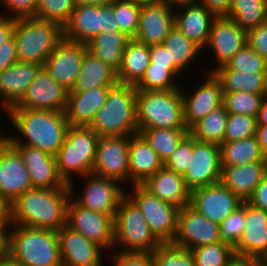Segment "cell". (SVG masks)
<instances>
[{"label":"cell","mask_w":267,"mask_h":266,"mask_svg":"<svg viewBox=\"0 0 267 266\" xmlns=\"http://www.w3.org/2000/svg\"><path fill=\"white\" fill-rule=\"evenodd\" d=\"M71 197L69 184L60 189L28 190L11 203V225L58 231L67 224Z\"/></svg>","instance_id":"cell-1"},{"label":"cell","mask_w":267,"mask_h":266,"mask_svg":"<svg viewBox=\"0 0 267 266\" xmlns=\"http://www.w3.org/2000/svg\"><path fill=\"white\" fill-rule=\"evenodd\" d=\"M5 113L15 131L20 134L18 137L10 135V144L38 148L53 156L63 145L70 127L65 112L10 108Z\"/></svg>","instance_id":"cell-2"},{"label":"cell","mask_w":267,"mask_h":266,"mask_svg":"<svg viewBox=\"0 0 267 266\" xmlns=\"http://www.w3.org/2000/svg\"><path fill=\"white\" fill-rule=\"evenodd\" d=\"M9 228L6 253L21 266H62L57 231L18 225Z\"/></svg>","instance_id":"cell-3"},{"label":"cell","mask_w":267,"mask_h":266,"mask_svg":"<svg viewBox=\"0 0 267 266\" xmlns=\"http://www.w3.org/2000/svg\"><path fill=\"white\" fill-rule=\"evenodd\" d=\"M136 93L132 84L116 83L110 87L104 105L98 110L90 128L99 137L138 134Z\"/></svg>","instance_id":"cell-4"},{"label":"cell","mask_w":267,"mask_h":266,"mask_svg":"<svg viewBox=\"0 0 267 266\" xmlns=\"http://www.w3.org/2000/svg\"><path fill=\"white\" fill-rule=\"evenodd\" d=\"M136 123L141 129H188L184 123L181 88L167 91L137 90Z\"/></svg>","instance_id":"cell-5"},{"label":"cell","mask_w":267,"mask_h":266,"mask_svg":"<svg viewBox=\"0 0 267 266\" xmlns=\"http://www.w3.org/2000/svg\"><path fill=\"white\" fill-rule=\"evenodd\" d=\"M14 41L18 62L44 65V62L63 40V27L54 21L37 17L16 20Z\"/></svg>","instance_id":"cell-6"},{"label":"cell","mask_w":267,"mask_h":266,"mask_svg":"<svg viewBox=\"0 0 267 266\" xmlns=\"http://www.w3.org/2000/svg\"><path fill=\"white\" fill-rule=\"evenodd\" d=\"M98 141V134L90 127L68 128L64 143L55 155L58 174L66 184L72 183L75 175L92 173Z\"/></svg>","instance_id":"cell-7"},{"label":"cell","mask_w":267,"mask_h":266,"mask_svg":"<svg viewBox=\"0 0 267 266\" xmlns=\"http://www.w3.org/2000/svg\"><path fill=\"white\" fill-rule=\"evenodd\" d=\"M161 243L139 208L125 195L114 217V248L121 245L120 252L152 253Z\"/></svg>","instance_id":"cell-8"},{"label":"cell","mask_w":267,"mask_h":266,"mask_svg":"<svg viewBox=\"0 0 267 266\" xmlns=\"http://www.w3.org/2000/svg\"><path fill=\"white\" fill-rule=\"evenodd\" d=\"M117 30L113 0L99 5H78L63 26V39L87 45L101 32Z\"/></svg>","instance_id":"cell-9"},{"label":"cell","mask_w":267,"mask_h":266,"mask_svg":"<svg viewBox=\"0 0 267 266\" xmlns=\"http://www.w3.org/2000/svg\"><path fill=\"white\" fill-rule=\"evenodd\" d=\"M126 195L143 214L154 235L162 242H172L177 232L179 210L151 194L142 185H133Z\"/></svg>","instance_id":"cell-10"},{"label":"cell","mask_w":267,"mask_h":266,"mask_svg":"<svg viewBox=\"0 0 267 266\" xmlns=\"http://www.w3.org/2000/svg\"><path fill=\"white\" fill-rule=\"evenodd\" d=\"M82 177L83 179L87 178L83 193L76 195L74 193V183H70L71 198L85 209L110 215L114 218L121 199L126 195V189L123 185L121 186L117 181L93 173Z\"/></svg>","instance_id":"cell-11"},{"label":"cell","mask_w":267,"mask_h":266,"mask_svg":"<svg viewBox=\"0 0 267 266\" xmlns=\"http://www.w3.org/2000/svg\"><path fill=\"white\" fill-rule=\"evenodd\" d=\"M129 136L99 137L92 173L117 181L130 182Z\"/></svg>","instance_id":"cell-12"},{"label":"cell","mask_w":267,"mask_h":266,"mask_svg":"<svg viewBox=\"0 0 267 266\" xmlns=\"http://www.w3.org/2000/svg\"><path fill=\"white\" fill-rule=\"evenodd\" d=\"M88 240L94 241L105 250H114V218L79 206L72 198L67 207V224Z\"/></svg>","instance_id":"cell-13"},{"label":"cell","mask_w":267,"mask_h":266,"mask_svg":"<svg viewBox=\"0 0 267 266\" xmlns=\"http://www.w3.org/2000/svg\"><path fill=\"white\" fill-rule=\"evenodd\" d=\"M220 224L207 219L194 208L179 210L177 232L173 244L193 250L202 245L221 242Z\"/></svg>","instance_id":"cell-14"},{"label":"cell","mask_w":267,"mask_h":266,"mask_svg":"<svg viewBox=\"0 0 267 266\" xmlns=\"http://www.w3.org/2000/svg\"><path fill=\"white\" fill-rule=\"evenodd\" d=\"M220 146L193 138V155L183 175L186 187L193 191L221 181Z\"/></svg>","instance_id":"cell-15"},{"label":"cell","mask_w":267,"mask_h":266,"mask_svg":"<svg viewBox=\"0 0 267 266\" xmlns=\"http://www.w3.org/2000/svg\"><path fill=\"white\" fill-rule=\"evenodd\" d=\"M221 181L191 191L190 206L207 219L221 224L242 204Z\"/></svg>","instance_id":"cell-16"},{"label":"cell","mask_w":267,"mask_h":266,"mask_svg":"<svg viewBox=\"0 0 267 266\" xmlns=\"http://www.w3.org/2000/svg\"><path fill=\"white\" fill-rule=\"evenodd\" d=\"M87 50L86 44L63 39L46 59L43 68L69 92L78 78Z\"/></svg>","instance_id":"cell-17"},{"label":"cell","mask_w":267,"mask_h":266,"mask_svg":"<svg viewBox=\"0 0 267 266\" xmlns=\"http://www.w3.org/2000/svg\"><path fill=\"white\" fill-rule=\"evenodd\" d=\"M247 44V31L228 17H216L211 25L206 48L212 50L217 61L213 72L226 63ZM208 46V47H207Z\"/></svg>","instance_id":"cell-18"},{"label":"cell","mask_w":267,"mask_h":266,"mask_svg":"<svg viewBox=\"0 0 267 266\" xmlns=\"http://www.w3.org/2000/svg\"><path fill=\"white\" fill-rule=\"evenodd\" d=\"M68 91L42 68L22 100L12 108L65 112Z\"/></svg>","instance_id":"cell-19"},{"label":"cell","mask_w":267,"mask_h":266,"mask_svg":"<svg viewBox=\"0 0 267 266\" xmlns=\"http://www.w3.org/2000/svg\"><path fill=\"white\" fill-rule=\"evenodd\" d=\"M57 235L62 266H103L105 249L102 246L67 225L58 230Z\"/></svg>","instance_id":"cell-20"},{"label":"cell","mask_w":267,"mask_h":266,"mask_svg":"<svg viewBox=\"0 0 267 266\" xmlns=\"http://www.w3.org/2000/svg\"><path fill=\"white\" fill-rule=\"evenodd\" d=\"M207 78L188 96L181 87L183 99L184 123L189 129L195 122L207 116L213 110L223 105V91L219 79L213 72L206 74Z\"/></svg>","instance_id":"cell-21"},{"label":"cell","mask_w":267,"mask_h":266,"mask_svg":"<svg viewBox=\"0 0 267 266\" xmlns=\"http://www.w3.org/2000/svg\"><path fill=\"white\" fill-rule=\"evenodd\" d=\"M173 27L174 8L170 4L160 1L142 6L134 39L148 46L163 44Z\"/></svg>","instance_id":"cell-22"},{"label":"cell","mask_w":267,"mask_h":266,"mask_svg":"<svg viewBox=\"0 0 267 266\" xmlns=\"http://www.w3.org/2000/svg\"><path fill=\"white\" fill-rule=\"evenodd\" d=\"M11 145L21 155L33 188L60 189L66 185L58 174L55 156L27 145Z\"/></svg>","instance_id":"cell-23"},{"label":"cell","mask_w":267,"mask_h":266,"mask_svg":"<svg viewBox=\"0 0 267 266\" xmlns=\"http://www.w3.org/2000/svg\"><path fill=\"white\" fill-rule=\"evenodd\" d=\"M31 189L32 182L22 157L9 144L0 155V194L12 203Z\"/></svg>","instance_id":"cell-24"},{"label":"cell","mask_w":267,"mask_h":266,"mask_svg":"<svg viewBox=\"0 0 267 266\" xmlns=\"http://www.w3.org/2000/svg\"><path fill=\"white\" fill-rule=\"evenodd\" d=\"M234 253L260 261L267 256V212L248 202H245V229Z\"/></svg>","instance_id":"cell-25"},{"label":"cell","mask_w":267,"mask_h":266,"mask_svg":"<svg viewBox=\"0 0 267 266\" xmlns=\"http://www.w3.org/2000/svg\"><path fill=\"white\" fill-rule=\"evenodd\" d=\"M43 65L16 62L0 72V101L4 112L16 106L24 97L29 85L36 78Z\"/></svg>","instance_id":"cell-26"},{"label":"cell","mask_w":267,"mask_h":266,"mask_svg":"<svg viewBox=\"0 0 267 266\" xmlns=\"http://www.w3.org/2000/svg\"><path fill=\"white\" fill-rule=\"evenodd\" d=\"M141 185L151 194L178 210L190 206L191 191L186 187L183 175L164 166Z\"/></svg>","instance_id":"cell-27"},{"label":"cell","mask_w":267,"mask_h":266,"mask_svg":"<svg viewBox=\"0 0 267 266\" xmlns=\"http://www.w3.org/2000/svg\"><path fill=\"white\" fill-rule=\"evenodd\" d=\"M109 90L110 87H98L88 91H69L65 109L69 125L89 127L104 105Z\"/></svg>","instance_id":"cell-28"},{"label":"cell","mask_w":267,"mask_h":266,"mask_svg":"<svg viewBox=\"0 0 267 266\" xmlns=\"http://www.w3.org/2000/svg\"><path fill=\"white\" fill-rule=\"evenodd\" d=\"M174 9V26L204 50L209 39L212 22L216 17L198 3L181 5ZM176 9L179 10L176 11Z\"/></svg>","instance_id":"cell-29"},{"label":"cell","mask_w":267,"mask_h":266,"mask_svg":"<svg viewBox=\"0 0 267 266\" xmlns=\"http://www.w3.org/2000/svg\"><path fill=\"white\" fill-rule=\"evenodd\" d=\"M267 174V161L222 167L221 182L239 199L247 202Z\"/></svg>","instance_id":"cell-30"},{"label":"cell","mask_w":267,"mask_h":266,"mask_svg":"<svg viewBox=\"0 0 267 266\" xmlns=\"http://www.w3.org/2000/svg\"><path fill=\"white\" fill-rule=\"evenodd\" d=\"M129 174L132 185H141L164 166L156 151L138 133L129 136Z\"/></svg>","instance_id":"cell-31"},{"label":"cell","mask_w":267,"mask_h":266,"mask_svg":"<svg viewBox=\"0 0 267 266\" xmlns=\"http://www.w3.org/2000/svg\"><path fill=\"white\" fill-rule=\"evenodd\" d=\"M118 83L117 72L87 50L81 69L71 91H88L98 87H112Z\"/></svg>","instance_id":"cell-32"},{"label":"cell","mask_w":267,"mask_h":266,"mask_svg":"<svg viewBox=\"0 0 267 266\" xmlns=\"http://www.w3.org/2000/svg\"><path fill=\"white\" fill-rule=\"evenodd\" d=\"M150 64L149 46L130 39L124 48L122 63L117 71L118 83L135 85Z\"/></svg>","instance_id":"cell-33"},{"label":"cell","mask_w":267,"mask_h":266,"mask_svg":"<svg viewBox=\"0 0 267 266\" xmlns=\"http://www.w3.org/2000/svg\"><path fill=\"white\" fill-rule=\"evenodd\" d=\"M130 39L120 30L106 31L98 34L87 46L90 52L117 72L122 63L124 48Z\"/></svg>","instance_id":"cell-34"},{"label":"cell","mask_w":267,"mask_h":266,"mask_svg":"<svg viewBox=\"0 0 267 266\" xmlns=\"http://www.w3.org/2000/svg\"><path fill=\"white\" fill-rule=\"evenodd\" d=\"M220 158L222 167L267 161L256 135L234 142H223L220 145Z\"/></svg>","instance_id":"cell-35"},{"label":"cell","mask_w":267,"mask_h":266,"mask_svg":"<svg viewBox=\"0 0 267 266\" xmlns=\"http://www.w3.org/2000/svg\"><path fill=\"white\" fill-rule=\"evenodd\" d=\"M223 93L246 91L267 94V73H243L236 70H214Z\"/></svg>","instance_id":"cell-36"},{"label":"cell","mask_w":267,"mask_h":266,"mask_svg":"<svg viewBox=\"0 0 267 266\" xmlns=\"http://www.w3.org/2000/svg\"><path fill=\"white\" fill-rule=\"evenodd\" d=\"M228 115L225 106L222 105L195 122L189 128V134L196 141L220 146L224 140Z\"/></svg>","instance_id":"cell-37"},{"label":"cell","mask_w":267,"mask_h":266,"mask_svg":"<svg viewBox=\"0 0 267 266\" xmlns=\"http://www.w3.org/2000/svg\"><path fill=\"white\" fill-rule=\"evenodd\" d=\"M169 51L170 60L183 73L188 66L199 56L203 49L194 41L188 39L175 26L171 29L164 43ZM202 50V51H201Z\"/></svg>","instance_id":"cell-38"},{"label":"cell","mask_w":267,"mask_h":266,"mask_svg":"<svg viewBox=\"0 0 267 266\" xmlns=\"http://www.w3.org/2000/svg\"><path fill=\"white\" fill-rule=\"evenodd\" d=\"M138 133L156 151L165 163L180 142L189 134V129H141Z\"/></svg>","instance_id":"cell-39"},{"label":"cell","mask_w":267,"mask_h":266,"mask_svg":"<svg viewBox=\"0 0 267 266\" xmlns=\"http://www.w3.org/2000/svg\"><path fill=\"white\" fill-rule=\"evenodd\" d=\"M228 18L246 31L257 27L267 22V0H232Z\"/></svg>","instance_id":"cell-40"},{"label":"cell","mask_w":267,"mask_h":266,"mask_svg":"<svg viewBox=\"0 0 267 266\" xmlns=\"http://www.w3.org/2000/svg\"><path fill=\"white\" fill-rule=\"evenodd\" d=\"M183 73L177 67H160L150 63L143 77L134 85L136 90L167 91L181 88L175 80ZM177 82V83H176Z\"/></svg>","instance_id":"cell-41"},{"label":"cell","mask_w":267,"mask_h":266,"mask_svg":"<svg viewBox=\"0 0 267 266\" xmlns=\"http://www.w3.org/2000/svg\"><path fill=\"white\" fill-rule=\"evenodd\" d=\"M267 94H253L246 91L223 93V105L229 114H243L257 117Z\"/></svg>","instance_id":"cell-42"},{"label":"cell","mask_w":267,"mask_h":266,"mask_svg":"<svg viewBox=\"0 0 267 266\" xmlns=\"http://www.w3.org/2000/svg\"><path fill=\"white\" fill-rule=\"evenodd\" d=\"M151 258L153 266H195L192 251L172 242L161 243L151 253Z\"/></svg>","instance_id":"cell-43"},{"label":"cell","mask_w":267,"mask_h":266,"mask_svg":"<svg viewBox=\"0 0 267 266\" xmlns=\"http://www.w3.org/2000/svg\"><path fill=\"white\" fill-rule=\"evenodd\" d=\"M191 251L195 266H226L235 254L234 247L224 241L202 245Z\"/></svg>","instance_id":"cell-44"},{"label":"cell","mask_w":267,"mask_h":266,"mask_svg":"<svg viewBox=\"0 0 267 266\" xmlns=\"http://www.w3.org/2000/svg\"><path fill=\"white\" fill-rule=\"evenodd\" d=\"M215 70H236L243 73H267V61L255 52L248 43L224 66Z\"/></svg>","instance_id":"cell-45"},{"label":"cell","mask_w":267,"mask_h":266,"mask_svg":"<svg viewBox=\"0 0 267 266\" xmlns=\"http://www.w3.org/2000/svg\"><path fill=\"white\" fill-rule=\"evenodd\" d=\"M141 7L127 0H113L116 24L131 39L136 36Z\"/></svg>","instance_id":"cell-46"},{"label":"cell","mask_w":267,"mask_h":266,"mask_svg":"<svg viewBox=\"0 0 267 266\" xmlns=\"http://www.w3.org/2000/svg\"><path fill=\"white\" fill-rule=\"evenodd\" d=\"M74 8V0H39L36 17L54 21L63 27Z\"/></svg>","instance_id":"cell-47"},{"label":"cell","mask_w":267,"mask_h":266,"mask_svg":"<svg viewBox=\"0 0 267 266\" xmlns=\"http://www.w3.org/2000/svg\"><path fill=\"white\" fill-rule=\"evenodd\" d=\"M256 117L243 114H229L223 142H234L256 135Z\"/></svg>","instance_id":"cell-48"},{"label":"cell","mask_w":267,"mask_h":266,"mask_svg":"<svg viewBox=\"0 0 267 266\" xmlns=\"http://www.w3.org/2000/svg\"><path fill=\"white\" fill-rule=\"evenodd\" d=\"M244 229L245 202H242L241 206L220 224L222 240L234 247L240 240Z\"/></svg>","instance_id":"cell-49"},{"label":"cell","mask_w":267,"mask_h":266,"mask_svg":"<svg viewBox=\"0 0 267 266\" xmlns=\"http://www.w3.org/2000/svg\"><path fill=\"white\" fill-rule=\"evenodd\" d=\"M192 155L193 137L188 134L166 160L164 167L177 174L184 175L190 166Z\"/></svg>","instance_id":"cell-50"},{"label":"cell","mask_w":267,"mask_h":266,"mask_svg":"<svg viewBox=\"0 0 267 266\" xmlns=\"http://www.w3.org/2000/svg\"><path fill=\"white\" fill-rule=\"evenodd\" d=\"M115 252L109 258L113 266H153L151 252Z\"/></svg>","instance_id":"cell-51"},{"label":"cell","mask_w":267,"mask_h":266,"mask_svg":"<svg viewBox=\"0 0 267 266\" xmlns=\"http://www.w3.org/2000/svg\"><path fill=\"white\" fill-rule=\"evenodd\" d=\"M9 12H13L7 16L0 14L2 17H11L13 19L36 17L39 0H0Z\"/></svg>","instance_id":"cell-52"},{"label":"cell","mask_w":267,"mask_h":266,"mask_svg":"<svg viewBox=\"0 0 267 266\" xmlns=\"http://www.w3.org/2000/svg\"><path fill=\"white\" fill-rule=\"evenodd\" d=\"M247 43L267 61V22L247 31Z\"/></svg>","instance_id":"cell-53"},{"label":"cell","mask_w":267,"mask_h":266,"mask_svg":"<svg viewBox=\"0 0 267 266\" xmlns=\"http://www.w3.org/2000/svg\"><path fill=\"white\" fill-rule=\"evenodd\" d=\"M150 63L160 67H176L170 60L169 51L164 44H153L149 46Z\"/></svg>","instance_id":"cell-54"},{"label":"cell","mask_w":267,"mask_h":266,"mask_svg":"<svg viewBox=\"0 0 267 266\" xmlns=\"http://www.w3.org/2000/svg\"><path fill=\"white\" fill-rule=\"evenodd\" d=\"M17 62L16 43L12 37L0 47V72Z\"/></svg>","instance_id":"cell-55"},{"label":"cell","mask_w":267,"mask_h":266,"mask_svg":"<svg viewBox=\"0 0 267 266\" xmlns=\"http://www.w3.org/2000/svg\"><path fill=\"white\" fill-rule=\"evenodd\" d=\"M255 208L267 212V174L255 188L252 196L247 201Z\"/></svg>","instance_id":"cell-56"},{"label":"cell","mask_w":267,"mask_h":266,"mask_svg":"<svg viewBox=\"0 0 267 266\" xmlns=\"http://www.w3.org/2000/svg\"><path fill=\"white\" fill-rule=\"evenodd\" d=\"M215 17H228L232 0H198Z\"/></svg>","instance_id":"cell-57"},{"label":"cell","mask_w":267,"mask_h":266,"mask_svg":"<svg viewBox=\"0 0 267 266\" xmlns=\"http://www.w3.org/2000/svg\"><path fill=\"white\" fill-rule=\"evenodd\" d=\"M15 26L16 19L0 16V47L13 37Z\"/></svg>","instance_id":"cell-58"},{"label":"cell","mask_w":267,"mask_h":266,"mask_svg":"<svg viewBox=\"0 0 267 266\" xmlns=\"http://www.w3.org/2000/svg\"><path fill=\"white\" fill-rule=\"evenodd\" d=\"M11 225V203L0 194V227L5 231Z\"/></svg>","instance_id":"cell-59"},{"label":"cell","mask_w":267,"mask_h":266,"mask_svg":"<svg viewBox=\"0 0 267 266\" xmlns=\"http://www.w3.org/2000/svg\"><path fill=\"white\" fill-rule=\"evenodd\" d=\"M226 266H263V263L256 258L234 254Z\"/></svg>","instance_id":"cell-60"},{"label":"cell","mask_w":267,"mask_h":266,"mask_svg":"<svg viewBox=\"0 0 267 266\" xmlns=\"http://www.w3.org/2000/svg\"><path fill=\"white\" fill-rule=\"evenodd\" d=\"M256 137L267 160V126L257 125Z\"/></svg>","instance_id":"cell-61"},{"label":"cell","mask_w":267,"mask_h":266,"mask_svg":"<svg viewBox=\"0 0 267 266\" xmlns=\"http://www.w3.org/2000/svg\"><path fill=\"white\" fill-rule=\"evenodd\" d=\"M257 125L267 126V97L262 103V106L256 117Z\"/></svg>","instance_id":"cell-62"},{"label":"cell","mask_w":267,"mask_h":266,"mask_svg":"<svg viewBox=\"0 0 267 266\" xmlns=\"http://www.w3.org/2000/svg\"><path fill=\"white\" fill-rule=\"evenodd\" d=\"M0 266H21L15 259H13L8 253H4L0 256Z\"/></svg>","instance_id":"cell-63"},{"label":"cell","mask_w":267,"mask_h":266,"mask_svg":"<svg viewBox=\"0 0 267 266\" xmlns=\"http://www.w3.org/2000/svg\"><path fill=\"white\" fill-rule=\"evenodd\" d=\"M162 1L167 2L173 8L181 6V5L195 4L198 2V0H162Z\"/></svg>","instance_id":"cell-64"},{"label":"cell","mask_w":267,"mask_h":266,"mask_svg":"<svg viewBox=\"0 0 267 266\" xmlns=\"http://www.w3.org/2000/svg\"><path fill=\"white\" fill-rule=\"evenodd\" d=\"M110 0H74L75 6L78 5H99L106 3Z\"/></svg>","instance_id":"cell-65"},{"label":"cell","mask_w":267,"mask_h":266,"mask_svg":"<svg viewBox=\"0 0 267 266\" xmlns=\"http://www.w3.org/2000/svg\"><path fill=\"white\" fill-rule=\"evenodd\" d=\"M6 252V231L0 227V256Z\"/></svg>","instance_id":"cell-66"},{"label":"cell","mask_w":267,"mask_h":266,"mask_svg":"<svg viewBox=\"0 0 267 266\" xmlns=\"http://www.w3.org/2000/svg\"><path fill=\"white\" fill-rule=\"evenodd\" d=\"M1 133V132H0ZM10 144V136L0 134V155L6 149V147Z\"/></svg>","instance_id":"cell-67"},{"label":"cell","mask_w":267,"mask_h":266,"mask_svg":"<svg viewBox=\"0 0 267 266\" xmlns=\"http://www.w3.org/2000/svg\"><path fill=\"white\" fill-rule=\"evenodd\" d=\"M127 1L132 2L135 5L142 7V6H147V5L158 3L162 0H127Z\"/></svg>","instance_id":"cell-68"},{"label":"cell","mask_w":267,"mask_h":266,"mask_svg":"<svg viewBox=\"0 0 267 266\" xmlns=\"http://www.w3.org/2000/svg\"><path fill=\"white\" fill-rule=\"evenodd\" d=\"M263 266H267V256L261 261Z\"/></svg>","instance_id":"cell-69"}]
</instances>
